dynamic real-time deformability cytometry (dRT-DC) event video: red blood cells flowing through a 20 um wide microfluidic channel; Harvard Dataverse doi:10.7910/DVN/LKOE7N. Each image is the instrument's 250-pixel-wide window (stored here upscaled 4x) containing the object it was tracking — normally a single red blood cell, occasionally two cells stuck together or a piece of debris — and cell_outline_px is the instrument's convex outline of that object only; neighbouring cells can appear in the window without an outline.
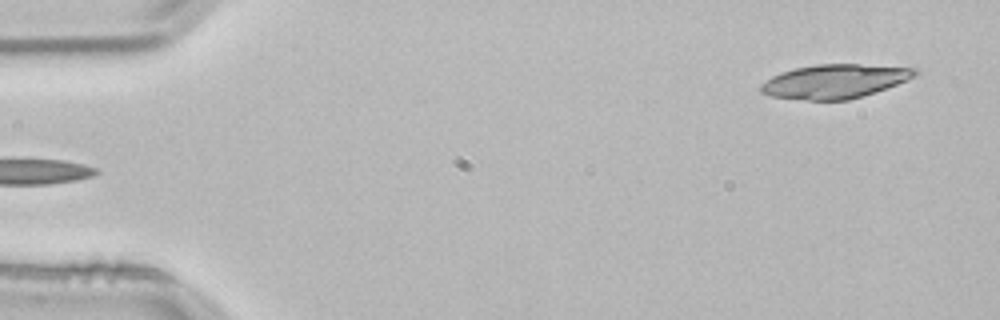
{"species": "common noctule bat (a hibernating species)", "species_latin": "Nyctalus noctula", "temperature_condition": "room temperature", "stored_images_in_passage": 2, "segment_of_instrument_passage": [2, 2], "camera_frame_rate_fps": 3000, "um_per_image_px": 0.085, "animal": {"sex": "male", "body_mass_g": 21.5, "forearm_length_mm": 52.0}, "frame": {"image": 1, "passage_image": 2, "time_ms": 0.333, "image_size_px": [1000, 320], "cell_outline_px": [[920, 72], [916, 76], [908, 80], [848, 100], [808, 100], [768, 96], [760, 92], [760, 84], [772, 76], [780, 72], [792, 68], [816, 64], [860, 64], [916, 68]], "centroid_in_image_um": [70.91, 6.9], "position_along_channel_um": 14.1, "area_um2": 30.52}}